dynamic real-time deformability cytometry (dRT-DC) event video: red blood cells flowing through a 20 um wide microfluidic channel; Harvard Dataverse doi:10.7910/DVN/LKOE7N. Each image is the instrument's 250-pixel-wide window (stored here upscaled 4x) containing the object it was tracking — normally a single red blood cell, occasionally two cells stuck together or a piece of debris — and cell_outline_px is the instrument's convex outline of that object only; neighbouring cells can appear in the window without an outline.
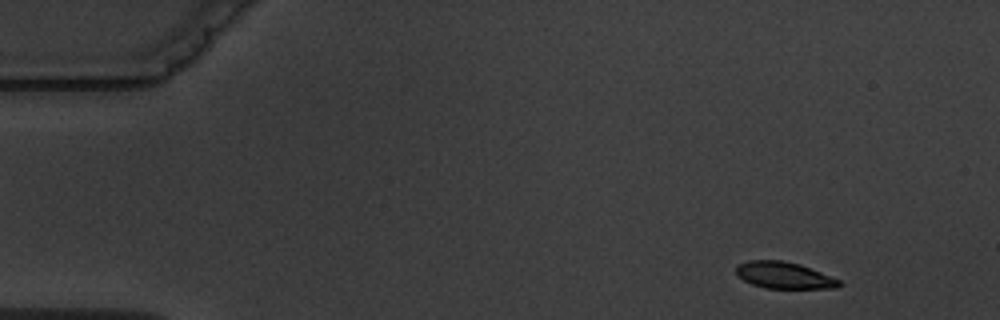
{"species": "common noctule bat (a hibernating species)", "species_latin": "Nyctalus noctula", "temperature_condition": "warm", "stored_images_in_passage": 4, "camera_frame_rate_fps": 3000, "um_per_image_px": 0.085, "animal": {"sex": "male", "body_mass_g": 19.5, "forearm_length_mm": 54.6}, "frame": {"image": 1, "passage_image": 1, "time_ms": 0.0, "image_size_px": [1000, 320], "cell_outline_px": [[840, 284], [836, 288], [764, 288], [752, 284], [736, 276], [736, 264], [748, 260], [780, 260], [800, 264], [840, 280]], "centroid_in_image_um": [66.58, 23.39], "position_along_channel_um": 18.4, "area_um2": 15.95}}
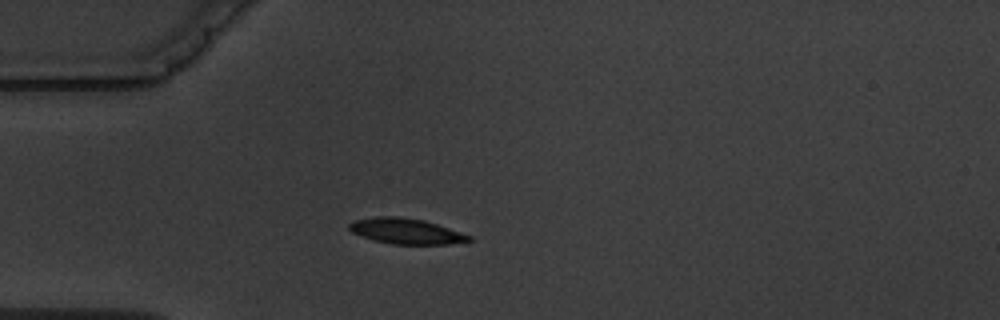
{"frame": {"image": 2, "passage_image": 3, "time_ms": 3.333, "image_size_px": [1000, 320], "cell_outline_px": [[472, 240], [448, 244], [392, 244], [372, 240], [360, 236], [352, 232], [348, 228], [348, 224], [356, 220], [376, 216], [400, 216], [424, 220], [472, 236]], "centroid_in_image_um": [34.47, 19.64], "position_along_channel_um": 50.5, "area_um2": 17.8}}